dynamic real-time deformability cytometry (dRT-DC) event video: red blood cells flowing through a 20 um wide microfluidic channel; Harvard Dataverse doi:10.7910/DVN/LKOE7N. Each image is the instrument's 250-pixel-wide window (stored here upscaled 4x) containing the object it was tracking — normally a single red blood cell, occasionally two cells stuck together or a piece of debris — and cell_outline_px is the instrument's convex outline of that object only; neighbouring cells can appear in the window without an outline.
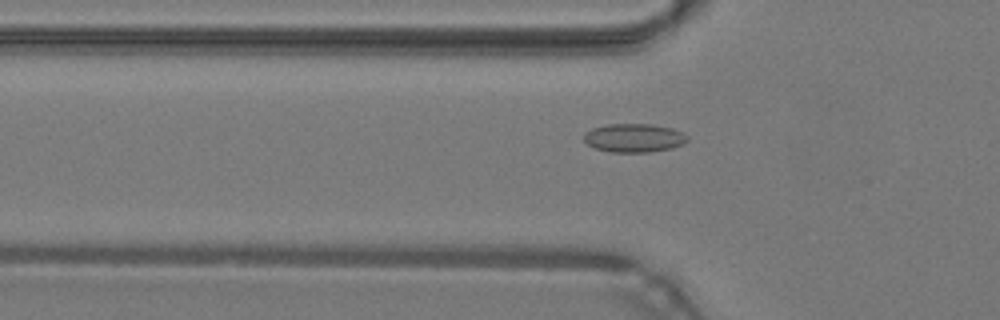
{"species": "common noctule bat (a hibernating species)", "species_latin": "Nyctalus noctula", "temperature_condition": "warm", "stored_images_in_passage": 49, "camera_frame_rate_fps": 3000, "um_per_image_px": 0.085, "animal": {"sex": "male", "body_mass_g": 19.2, "forearm_length_mm": 51.8}, "frame": {"image": 1, "passage_image": 17, "time_ms": 5.333, "image_size_px": [1000, 320], "cell_outline_px": [[688, 140], [684, 144], [672, 148], [648, 152], [608, 152], [592, 148], [584, 140], [584, 132], [592, 128], [608, 124], [652, 124], [672, 128], [684, 132], [688, 136]], "centroid_in_image_um": [53.89, 11.72], "position_along_channel_um": 71.9, "area_um2": 17.51}}
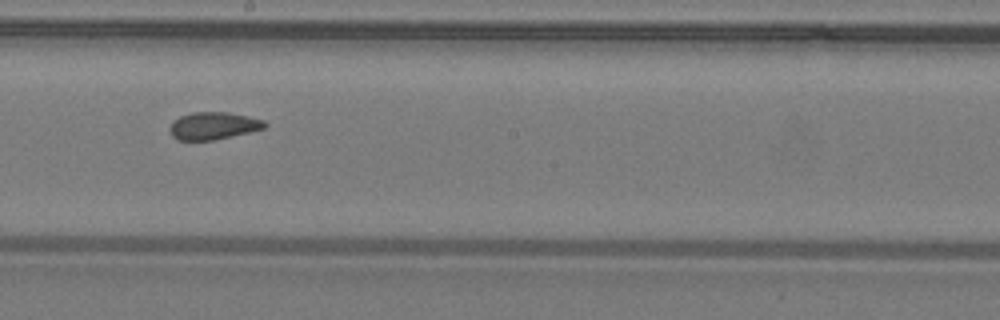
{"frame": {"image": 2, "passage_image": 28, "time_ms": 9.0, "image_size_px": [1000, 320], "cell_outline_px": [[268, 124], [264, 128], [232, 136], [212, 140], [176, 140], [172, 136], [168, 128], [172, 120], [180, 116], [192, 112], [228, 112], [264, 120]], "centroid_in_image_um": [18.08, 10.69], "position_along_channel_um": 230.1, "area_um2": 15.2}}
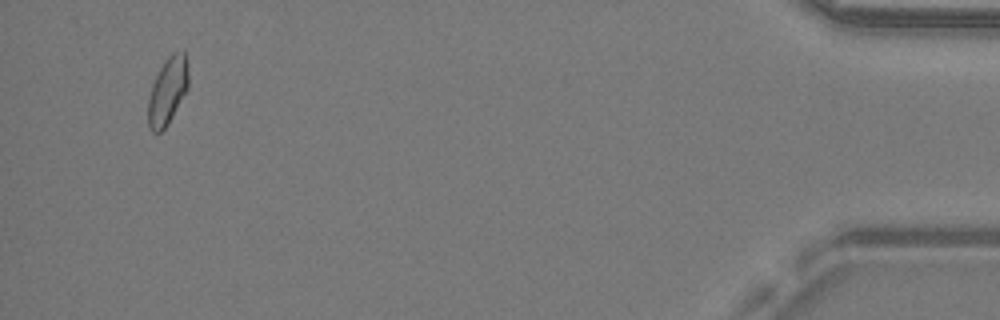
{"frame": {"image": 3, "passage_image": 47, "time_ms": 15.333, "image_size_px": [1000, 320], "cell_outline_px": [[188, 88], [168, 124], [160, 132], [152, 132], [148, 128], [148, 100], [152, 84], [164, 60], [172, 52], [184, 52], [188, 60]], "centroid_in_image_um": [14.25, 7.72], "position_along_channel_um": 421.0, "area_um2": 15.84}, "authors_computed_cell_mechanics": {"area_um2": 15.9528, "velocity_mm_per_s": 4.2942, "shape_relaxation_time_tau1_ms": null, "shape_relaxation_time_tau2_ms": 1.9213, "deformation_change_tau1": null, "deformation_change_tau2": 0.0575}}